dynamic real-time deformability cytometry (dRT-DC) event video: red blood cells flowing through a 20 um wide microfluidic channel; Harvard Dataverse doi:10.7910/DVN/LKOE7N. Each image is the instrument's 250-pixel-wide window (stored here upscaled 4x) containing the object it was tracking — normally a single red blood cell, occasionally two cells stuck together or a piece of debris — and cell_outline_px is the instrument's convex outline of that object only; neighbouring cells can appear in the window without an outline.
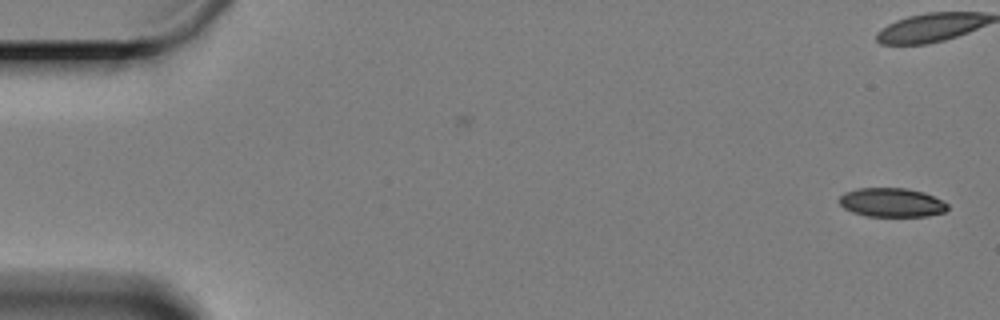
{"species": "Egyptian fruit bat (a non-hibernating species)", "species_latin": "Rousettus aegyptiacus", "temperature_condition": "cold", "stored_images_in_passage": 16, "camera_frame_rate_fps": 3000, "um_per_image_px": 0.085, "animal": {"sex": "female"}, "frame": {"image": 1, "passage_image": 1, "time_ms": 0.0, "image_size_px": [1000, 320], "cell_outline_px": [[948, 208], [944, 212], [928, 216], [868, 216], [852, 212], [844, 208], [840, 204], [840, 196], [844, 192], [860, 188], [904, 188], [924, 192], [948, 204]], "centroid_in_image_um": [75.78, 17.21], "position_along_channel_um": 9.2, "area_um2": 18.15}}